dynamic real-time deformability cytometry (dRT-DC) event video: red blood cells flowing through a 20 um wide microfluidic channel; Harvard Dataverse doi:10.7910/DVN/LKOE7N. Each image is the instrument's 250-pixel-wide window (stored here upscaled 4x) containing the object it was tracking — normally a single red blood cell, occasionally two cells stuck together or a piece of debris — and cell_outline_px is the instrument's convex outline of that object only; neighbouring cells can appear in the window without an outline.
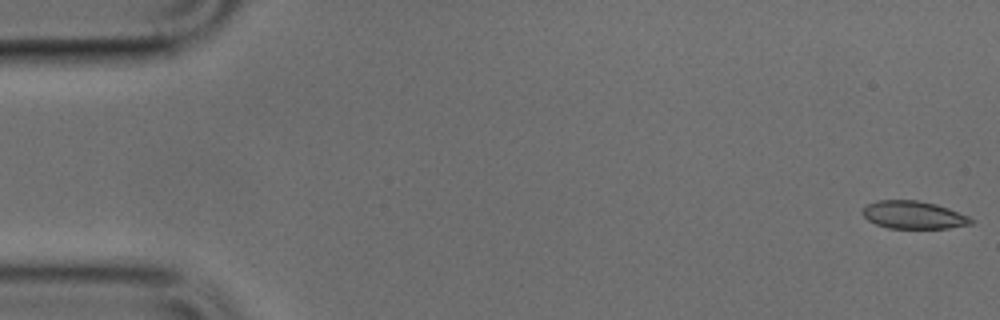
{"species": "common noctule bat (a hibernating species)", "species_latin": "Nyctalus noctula", "temperature_condition": "cold", "stored_images_in_passage": 49, "camera_frame_rate_fps": 3000, "um_per_image_px": 0.085, "animal": {"sex": "male", "body_mass_g": 17.9, "forearm_length_mm": 54.2}, "frame": {"image": 1, "passage_image": 1, "time_ms": 0.0, "image_size_px": [1000, 320], "cell_outline_px": [[976, 220], [972, 224], [948, 228], [888, 228], [876, 224], [868, 220], [860, 212], [868, 204], [876, 200], [916, 200], [936, 204], [948, 208], [968, 216]], "centroid_in_image_um": [77.65, 18.27], "position_along_channel_um": 7.3, "area_um2": 17.57}}
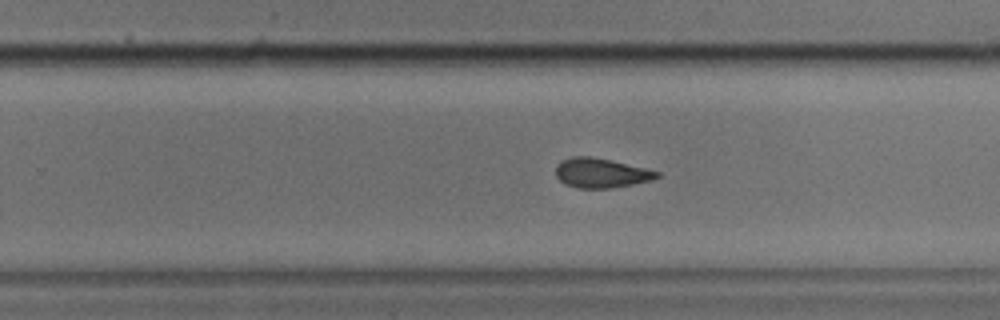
{"frame": {"image": 2, "passage_image": 31, "time_ms": 10.0, "image_size_px": [1000, 320], "cell_outline_px": [[660, 176], [652, 180], [612, 188], [576, 188], [564, 184], [556, 176], [556, 164], [560, 160], [572, 156], [588, 156], [608, 160], [644, 168], [660, 172]], "centroid_in_image_um": [51.04, 14.71], "position_along_channel_um": 278.8, "area_um2": 17.34}}
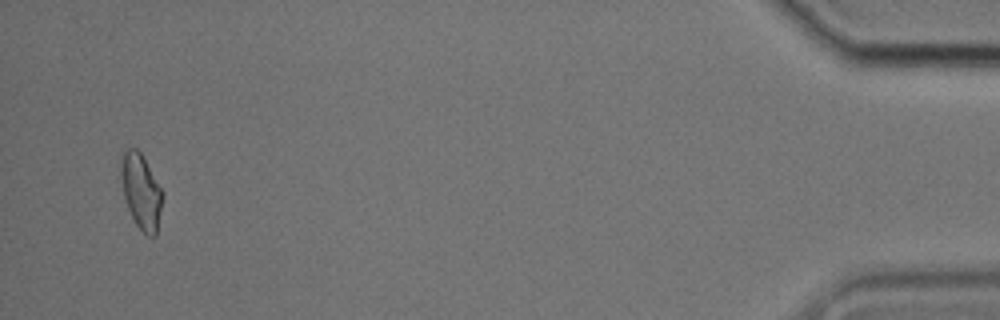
{"frame": {"image": 3, "passage_image": 48, "time_ms": 15.667, "image_size_px": [1000, 320], "cell_outline_px": [[164, 196], [156, 236], [148, 236], [136, 224], [128, 208], [124, 196], [120, 176], [120, 164], [124, 152], [128, 148], [136, 148], [140, 152], [164, 192]], "centroid_in_image_um": [12.01, 16.27], "position_along_channel_um": 423.2, "area_um2": 18.15}}